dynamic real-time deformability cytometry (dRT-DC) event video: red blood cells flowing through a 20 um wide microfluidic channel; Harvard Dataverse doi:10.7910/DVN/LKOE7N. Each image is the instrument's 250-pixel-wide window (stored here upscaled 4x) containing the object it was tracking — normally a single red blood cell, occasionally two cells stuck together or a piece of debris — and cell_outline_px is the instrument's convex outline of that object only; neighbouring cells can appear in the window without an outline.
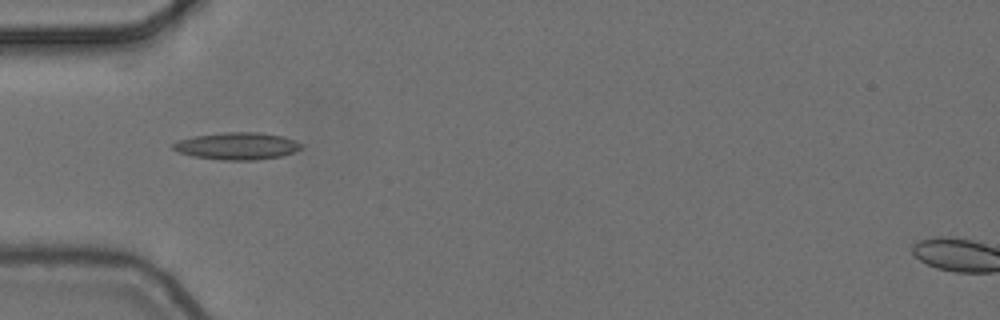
{"species": "common noctule bat (a hibernating species)", "species_latin": "Nyctalus noctula", "temperature_condition": "cold", "stored_images_in_passage": 5, "camera_frame_rate_fps": 3000, "um_per_image_px": 0.085, "animal": {"sex": "female", "body_mass_g": 24.6, "forearm_length_mm": 56.2}, "frame": {"image": 1, "passage_image": 1, "time_ms": 0.0, "image_size_px": [1000, 320], "cell_outline_px": [[304, 148], [280, 156], [256, 160], [220, 160], [192, 156], [180, 152], [172, 148], [172, 144], [180, 140], [192, 136], [224, 132], [260, 132], [284, 136], [304, 144]], "centroid_in_image_um": [20.18, 12.4], "position_along_channel_um": 64.8, "area_um2": 20.4}}
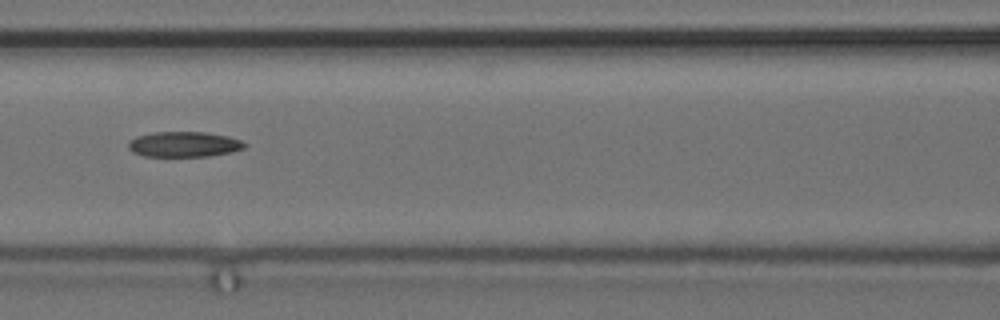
{"frame": {"image": 2, "passage_image": 3, "time_ms": 0.667, "image_size_px": [1000, 320], "cell_outline_px": [[248, 144], [244, 148], [232, 152], [208, 156], [144, 156], [132, 152], [128, 148], [128, 144], [136, 136], [156, 132], [204, 132], [228, 136], [240, 140]], "centroid_in_image_um": [15.66, 12.27], "position_along_channel_um": 150.9, "area_um2": 17.11}}
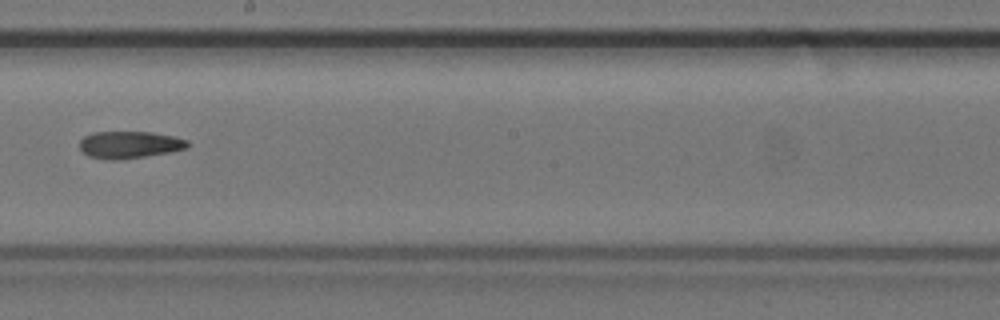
{"frame": {"image": 3, "passage_image": 5, "time_ms": 1.333, "image_size_px": [1000, 320], "cell_outline_px": [[192, 144], [188, 148], [172, 152], [120, 160], [108, 160], [88, 156], [80, 148], [80, 140], [84, 136], [92, 132], [152, 132], [172, 136], [188, 140]], "centroid_in_image_um": [11.04, 12.31], "position_along_channel_um": 237.2, "area_um2": 17.28}}